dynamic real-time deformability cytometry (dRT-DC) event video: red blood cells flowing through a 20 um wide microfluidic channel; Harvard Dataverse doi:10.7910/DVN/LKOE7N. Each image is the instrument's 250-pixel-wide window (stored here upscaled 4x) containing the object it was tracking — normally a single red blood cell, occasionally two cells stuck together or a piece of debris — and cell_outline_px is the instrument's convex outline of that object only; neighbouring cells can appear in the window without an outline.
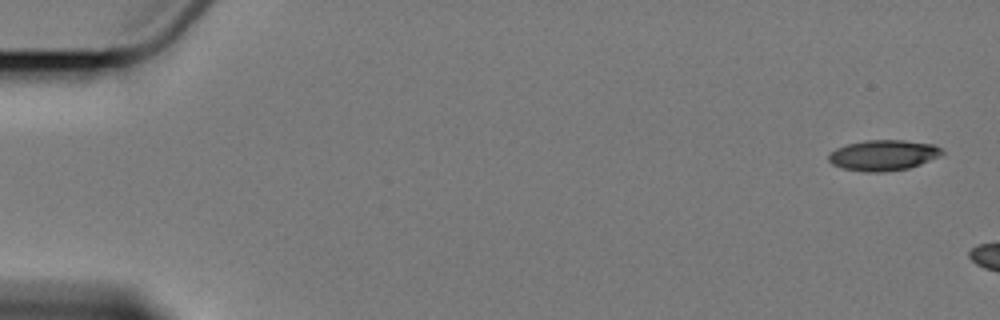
{"species": "Egyptian fruit bat (a non-hibernating species)", "species_latin": "Rousettus aegyptiacus", "temperature_condition": "cold", "stored_images_in_passage": 3, "camera_frame_rate_fps": 3000, "um_per_image_px": 0.085, "animal": {"sex": "female"}, "frame": {"image": 1, "passage_image": 1, "time_ms": 0.0, "image_size_px": [1000, 320], "cell_outline_px": [[944, 152], [940, 156], [920, 164], [908, 168], [884, 172], [864, 172], [844, 168], [832, 164], [828, 160], [828, 152], [836, 148], [848, 144], [864, 140], [904, 140], [932, 144], [940, 148]], "centroid_in_image_um": [75.05, 13.19], "position_along_channel_um": 9.9, "area_um2": 20.23}}